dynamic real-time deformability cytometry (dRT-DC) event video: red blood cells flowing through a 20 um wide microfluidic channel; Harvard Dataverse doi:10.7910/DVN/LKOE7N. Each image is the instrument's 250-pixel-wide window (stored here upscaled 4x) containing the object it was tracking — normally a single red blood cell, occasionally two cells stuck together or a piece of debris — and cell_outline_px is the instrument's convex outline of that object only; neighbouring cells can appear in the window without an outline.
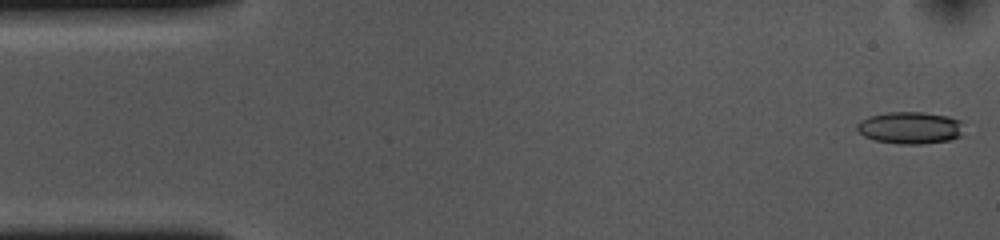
{"species": "common noctule bat (a hibernating species)", "species_latin": "Nyctalus noctula", "temperature_condition": "cold", "stored_images_in_passage": 53, "camera_frame_rate_fps": 3000, "um_per_image_px": 0.085, "animal": {"sex": "female", "body_mass_g": 10.0, "forearm_length_mm": 53.1}, "frame": {"image": 1, "passage_image": 1, "time_ms": 0.0, "image_size_px": [1000, 240], "cell_outline_px": [[960, 136], [948, 140], [924, 144], [896, 144], [876, 140], [864, 136], [856, 128], [856, 124], [860, 120], [868, 116], [888, 112], [924, 112], [948, 116], [960, 120]], "centroid_in_image_um": [77.31, 10.85], "position_along_channel_um": 7.7, "area_um2": 19.88}}
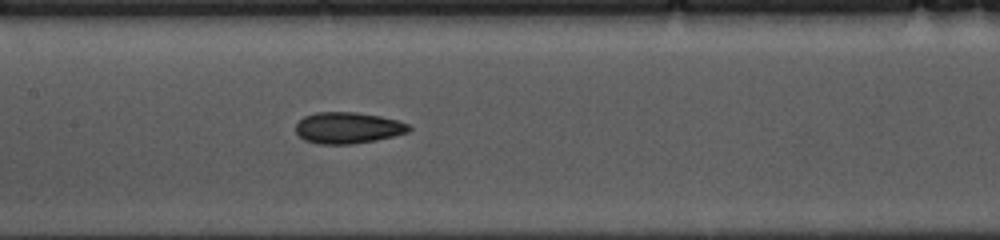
{"frame": {"image": 2, "passage_image": 24, "time_ms": 7.667, "image_size_px": [1000, 240], "cell_outline_px": [[412, 128], [408, 132], [376, 140], [352, 144], [320, 144], [304, 140], [296, 132], [296, 124], [304, 116], [316, 112], [356, 112], [380, 116], [396, 120], [408, 124]], "centroid_in_image_um": [29.56, 10.86], "position_along_channel_um": 177.8, "area_um2": 20.58}}
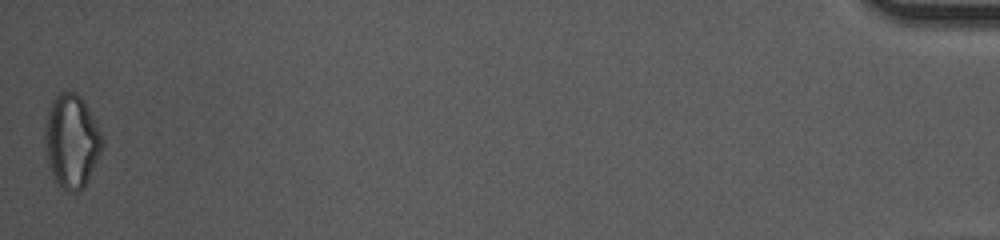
{"frame": {"image": 3, "passage_image": 53, "time_ms": 17.333, "image_size_px": [1000, 240], "cell_outline_px": [[104, 144], [84, 188], [80, 192], [68, 192], [56, 180], [52, 172], [48, 160], [44, 136], [44, 132], [48, 108], [52, 100], [64, 88], [76, 92], [84, 100], [104, 140]], "centroid_in_image_um": [6.09, 11.94], "position_along_channel_um": 429.1, "area_um2": 31.1}, "authors_computed_cell_mechanics": {"area_um2": 20.5768, "velocity_mm_per_s": 3.6582, "shape_relaxation_time_tau1_ms": 8.2349, "shape_relaxation_time_tau2_ms": 4.2266, "deformation_change_tau1": 0.1601, "deformation_change_tau2": 0.1253}}